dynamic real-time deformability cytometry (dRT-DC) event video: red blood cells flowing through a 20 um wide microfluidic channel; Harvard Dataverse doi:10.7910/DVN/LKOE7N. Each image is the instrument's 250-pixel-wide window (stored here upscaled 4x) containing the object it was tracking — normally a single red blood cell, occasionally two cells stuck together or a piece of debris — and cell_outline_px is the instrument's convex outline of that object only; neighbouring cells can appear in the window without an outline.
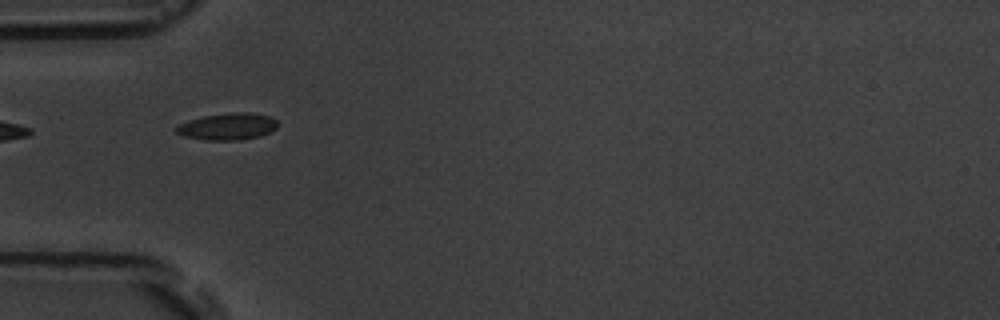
{"species": "common noctule bat (a hibernating species)", "species_latin": "Nyctalus noctula", "temperature_condition": "room temperature", "stored_images_in_passage": 1, "camera_frame_rate_fps": 3000, "um_per_image_px": 0.085, "animal": {"sex": "male", "body_mass_g": 19.5, "forearm_length_mm": 54.6}, "frame": {"image": 1, "passage_image": 1, "time_ms": 0.0, "image_size_px": [1000, 320], "cell_outline_px": [[276, 128], [260, 136], [236, 140], [204, 140], [184, 136], [176, 132], [176, 124], [188, 120], [204, 116], [232, 112], [252, 112], [268, 116], [276, 120]], "centroid_in_image_um": [19.31, 10.74], "position_along_channel_um": 65.7, "area_um2": 15.78}}